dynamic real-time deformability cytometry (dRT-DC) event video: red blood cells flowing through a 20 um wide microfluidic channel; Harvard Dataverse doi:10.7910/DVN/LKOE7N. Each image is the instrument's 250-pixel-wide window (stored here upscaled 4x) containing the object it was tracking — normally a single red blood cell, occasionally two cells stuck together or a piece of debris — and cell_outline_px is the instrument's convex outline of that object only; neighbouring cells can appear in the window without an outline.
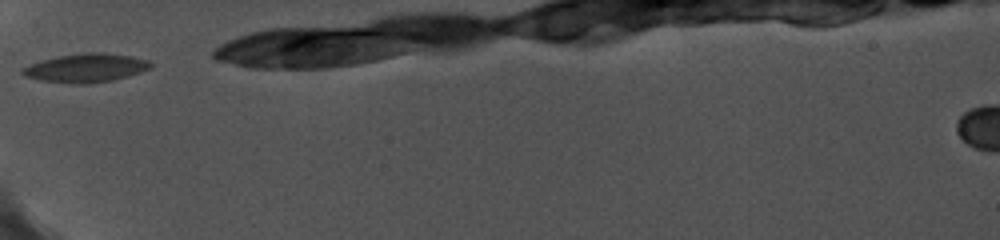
{"species": "common noctule bat (a hibernating species)", "species_latin": "Nyctalus noctula", "temperature_condition": "cold", "stored_images_in_passage": 20, "camera_frame_rate_fps": 5000, "um_per_image_px": 0.085, "animal": {"sex": "female", "body_mass_g": 19.0, "forearm_length_mm": 56.7}, "frame": {"image": 1, "passage_image": 1, "time_ms": 0.0, "image_size_px": [1000, 240], "cell_outline_px": [[152, 64], [148, 68], [140, 72], [128, 76], [112, 80], [80, 84], [40, 80], [24, 76], [20, 72], [20, 68], [28, 64], [40, 60], [60, 56], [84, 52], [100, 52], [132, 56], [148, 60]], "centroid_in_image_um": [7.24, 5.76], "position_along_channel_um": 77.8, "area_um2": 21.27}}